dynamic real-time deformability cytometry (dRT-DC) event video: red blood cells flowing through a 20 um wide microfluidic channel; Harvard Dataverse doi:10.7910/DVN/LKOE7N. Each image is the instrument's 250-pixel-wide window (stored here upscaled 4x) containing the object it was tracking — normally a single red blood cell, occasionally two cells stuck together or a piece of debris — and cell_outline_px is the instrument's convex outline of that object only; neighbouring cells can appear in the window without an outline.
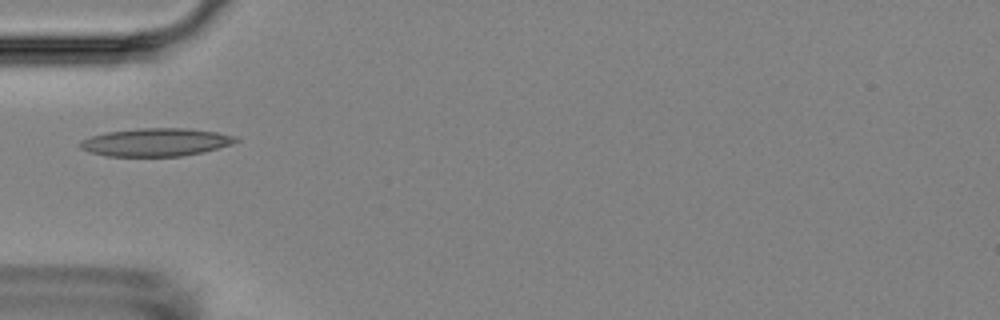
{"species": "Egyptian fruit bat (a non-hibernating species)", "species_latin": "Rousettus aegyptiacus", "temperature_condition": "room temperature", "stored_images_in_passage": 1, "camera_frame_rate_fps": 3000, "um_per_image_px": 0.085, "animal": {"sex": "female"}, "frame": {"image": 1, "passage_image": 1, "time_ms": 0.0, "image_size_px": [1000, 320], "cell_outline_px": [[240, 140], [232, 144], [200, 152], [180, 156], [108, 156], [88, 152], [80, 148], [80, 140], [92, 136], [108, 132], [136, 128], [188, 128], [216, 132], [240, 136]], "centroid_in_image_um": [13.26, 12.08], "position_along_channel_um": 71.7, "area_um2": 25.37}}